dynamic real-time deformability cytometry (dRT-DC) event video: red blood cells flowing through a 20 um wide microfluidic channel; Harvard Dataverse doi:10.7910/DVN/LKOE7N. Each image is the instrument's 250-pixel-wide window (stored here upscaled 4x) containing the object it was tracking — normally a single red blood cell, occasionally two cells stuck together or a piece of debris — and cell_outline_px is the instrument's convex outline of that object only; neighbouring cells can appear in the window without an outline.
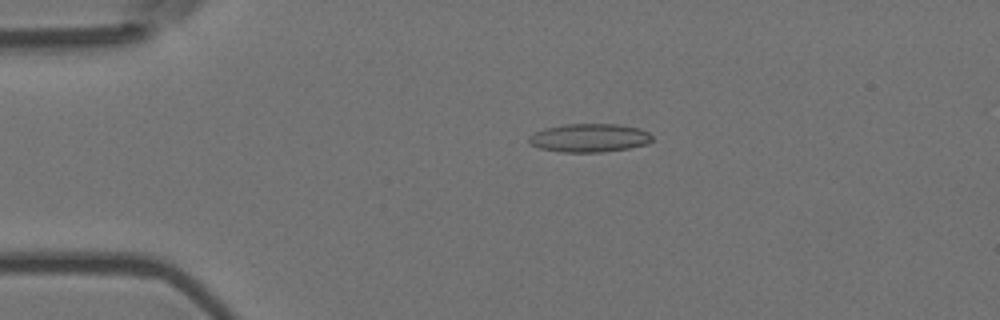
{"species": "Egyptian fruit bat (a non-hibernating species)", "species_latin": "Rousettus aegyptiacus", "temperature_condition": "room temperature", "stored_images_in_passage": 4, "camera_frame_rate_fps": 3000, "um_per_image_px": 0.085, "animal": {"sex": "female"}, "frame": {"image": 1, "passage_image": 1, "time_ms": 0.0, "image_size_px": [1000, 320], "cell_outline_px": [[652, 140], [648, 144], [628, 148], [600, 152], [560, 152], [540, 148], [528, 144], [528, 136], [544, 128], [564, 124], [620, 124], [640, 128], [648, 132], [652, 136]], "centroid_in_image_um": [50.08, 11.71], "position_along_channel_um": 34.9, "area_um2": 20.58}}
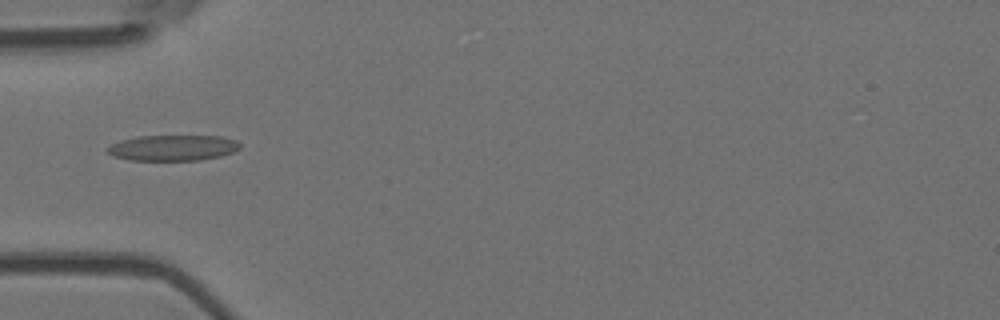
{"frame": {"image": 2, "passage_image": 3, "time_ms": 0.667, "image_size_px": [1000, 320], "cell_outline_px": [[240, 148], [232, 152], [220, 156], [200, 160], [128, 160], [112, 156], [104, 148], [120, 140], [136, 136], [220, 136], [236, 140], [240, 144]], "centroid_in_image_um": [14.65, 12.56], "position_along_channel_um": 70.3, "area_um2": 19.94}}